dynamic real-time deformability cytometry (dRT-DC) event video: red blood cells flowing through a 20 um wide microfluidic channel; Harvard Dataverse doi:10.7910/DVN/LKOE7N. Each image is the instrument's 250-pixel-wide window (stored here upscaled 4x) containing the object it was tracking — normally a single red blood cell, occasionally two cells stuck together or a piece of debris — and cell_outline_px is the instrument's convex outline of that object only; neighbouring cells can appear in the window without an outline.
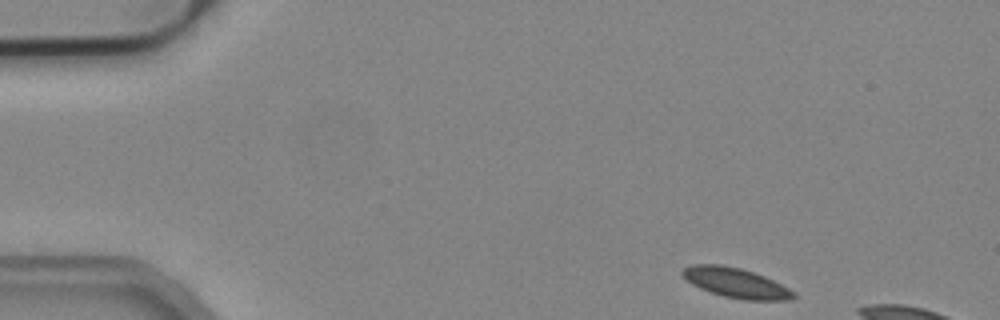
{"species": "common noctule bat (a hibernating species)", "species_latin": "Nyctalus noctula", "temperature_condition": "cold", "stored_images_in_passage": 8, "camera_frame_rate_fps": 3000, "um_per_image_px": 0.085, "animal": {"sex": "male", "body_mass_g": 19.2, "forearm_length_mm": 51.8}, "frame": {"image": 1, "passage_image": 1, "time_ms": 0.0, "image_size_px": [1000, 320], "cell_outline_px": [[796, 296], [792, 300], [744, 300], [724, 296], [700, 288], [692, 284], [680, 272], [684, 268], [692, 264], [720, 264], [740, 268], [764, 276], [796, 292]], "centroid_in_image_um": [62.56, 24.04], "position_along_channel_um": 22.4, "area_um2": 19.13}}